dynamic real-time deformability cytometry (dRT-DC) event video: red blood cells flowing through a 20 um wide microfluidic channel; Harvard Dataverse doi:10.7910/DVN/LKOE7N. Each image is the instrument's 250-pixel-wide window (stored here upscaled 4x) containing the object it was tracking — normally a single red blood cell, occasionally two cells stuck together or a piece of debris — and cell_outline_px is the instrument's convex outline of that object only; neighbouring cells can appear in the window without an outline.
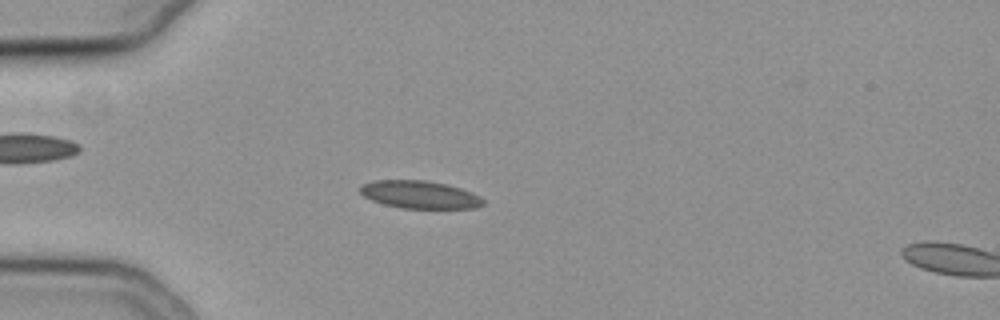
{"species": "common noctule bat (a hibernating species)", "species_latin": "Nyctalus noctula", "temperature_condition": "cold", "stored_images_in_passage": 55, "camera_frame_rate_fps": 3000, "um_per_image_px": 0.085, "animal": {"sex": "female", "body_mass_g": 19.3, "forearm_length_mm": 54.1}, "frame": {"image": 1, "passage_image": 16, "time_ms": 5.0, "image_size_px": [1000, 320], "cell_outline_px": [[484, 204], [476, 208], [400, 208], [384, 204], [372, 200], [364, 196], [360, 192], [360, 184], [376, 180], [428, 180], [448, 184], [472, 192], [480, 196], [484, 200]], "centroid_in_image_um": [35.69, 16.53], "position_along_channel_um": 49.3, "area_um2": 20.0}}
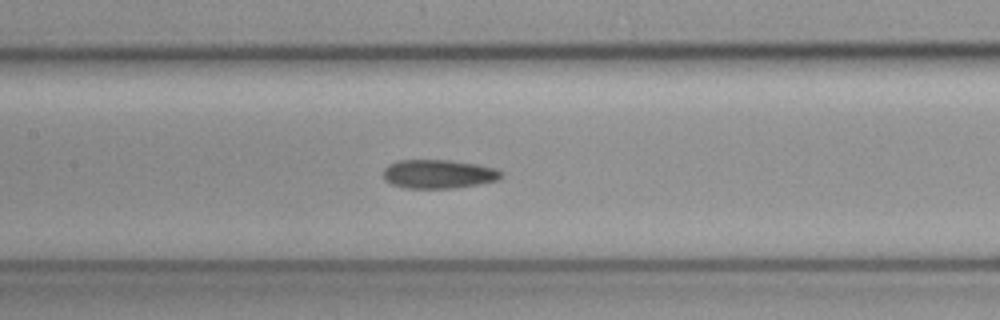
{"frame": {"image": 2, "passage_image": 27, "time_ms": 8.667, "image_size_px": [1000, 320], "cell_outline_px": [[504, 176], [500, 180], [456, 188], [404, 188], [392, 184], [384, 180], [384, 168], [388, 164], [400, 160], [448, 160], [476, 164], [496, 168], [504, 172]], "centroid_in_image_um": [37.31, 14.79], "position_along_channel_um": 170.1, "area_um2": 20.0}}
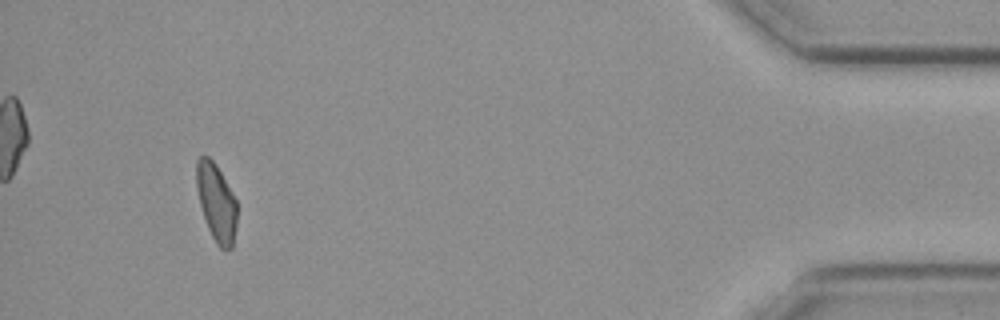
{"frame": {"image": 3, "passage_image": 52, "time_ms": 17.0, "image_size_px": [1000, 320], "cell_outline_px": [[236, 228], [232, 248], [220, 248], [216, 244], [208, 228], [200, 204], [196, 188], [196, 160], [200, 156], [208, 156], [216, 164], [236, 200]], "centroid_in_image_um": [18.38, 17.19], "position_along_channel_um": 416.8, "area_um2": 18.15}, "authors_computed_cell_mechanics": {"area_um2": 19.5942, "velocity_mm_per_s": 3.7949, "shape_relaxation_time_tau1_ms": null, "shape_relaxation_time_tau2_ms": 8.609, "deformation_change_tau1": null, "deformation_change_tau2": 0.1722}}